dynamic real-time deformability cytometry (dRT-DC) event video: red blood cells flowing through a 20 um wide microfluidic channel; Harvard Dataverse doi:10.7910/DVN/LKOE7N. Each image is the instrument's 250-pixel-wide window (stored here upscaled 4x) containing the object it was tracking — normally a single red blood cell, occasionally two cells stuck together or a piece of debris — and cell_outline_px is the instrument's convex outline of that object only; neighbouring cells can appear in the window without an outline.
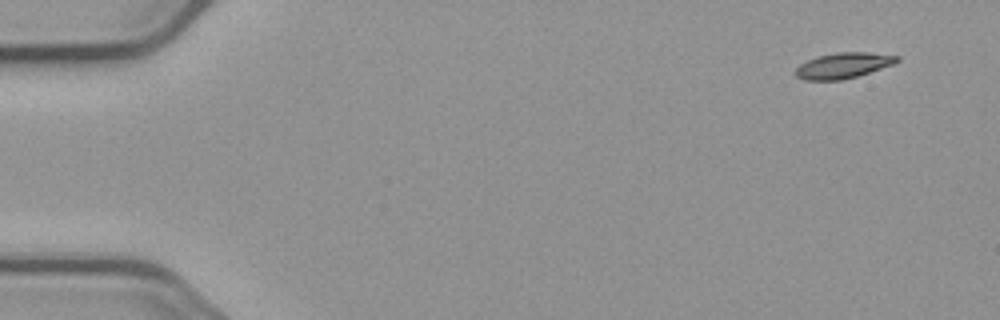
{"species": "common noctule bat (a hibernating species)", "species_latin": "Nyctalus noctula", "temperature_condition": "cold", "stored_images_in_passage": 4, "camera_frame_rate_fps": 3000, "um_per_image_px": 0.085, "animal": {"sex": "male", "body_mass_g": 23.1, "forearm_length_mm": 52.7}, "frame": {"image": 1, "passage_image": 1, "time_ms": 0.0, "image_size_px": [1000, 320], "cell_outline_px": [[900, 60], [892, 64], [856, 76], [840, 80], [804, 80], [796, 76], [792, 72], [800, 64], [808, 60], [820, 56], [836, 52], [868, 52], [900, 56]], "centroid_in_image_um": [71.64, 5.56], "position_along_channel_um": 13.4, "area_um2": 14.97}}